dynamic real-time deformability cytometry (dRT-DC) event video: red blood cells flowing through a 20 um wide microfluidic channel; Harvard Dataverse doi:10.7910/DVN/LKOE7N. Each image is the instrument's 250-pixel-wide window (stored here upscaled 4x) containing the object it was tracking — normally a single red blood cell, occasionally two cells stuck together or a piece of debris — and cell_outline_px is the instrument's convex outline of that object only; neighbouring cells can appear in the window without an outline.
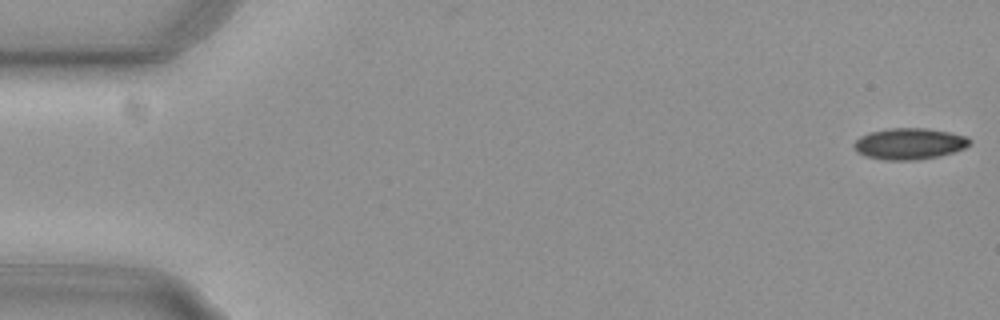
{"species": "common noctule bat (a hibernating species)", "species_latin": "Nyctalus noctula", "temperature_condition": "cold", "stored_images_in_passage": 14, "camera_frame_rate_fps": 3000, "um_per_image_px": 0.085, "animal": {"sex": "female", "body_mass_g": 29.2, "forearm_length_mm": 56.3}, "frame": {"image": 1, "passage_image": 1, "time_ms": 0.0, "image_size_px": [1000, 320], "cell_outline_px": [[972, 144], [964, 148], [940, 156], [912, 160], [884, 160], [868, 156], [860, 152], [852, 144], [860, 136], [868, 132], [888, 128], [928, 128], [968, 136], [972, 140]], "centroid_in_image_um": [77.34, 12.2], "position_along_channel_um": 7.7, "area_um2": 21.1}}
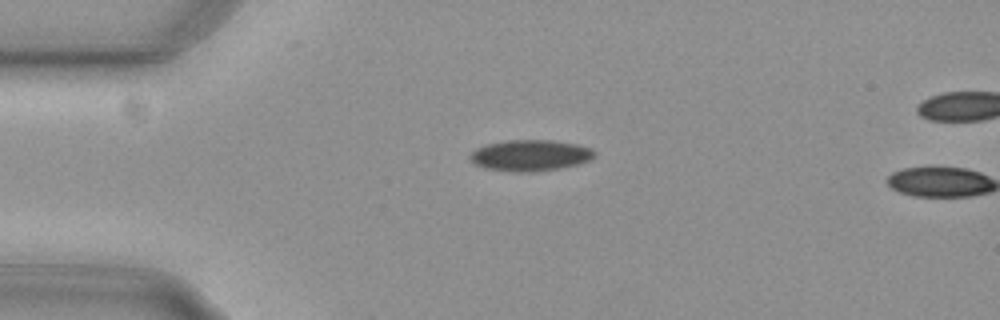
{"frame": {"image": 2, "passage_image": 13, "time_ms": 4.0, "image_size_px": [1000, 320], "cell_outline_px": [[596, 156], [588, 160], [576, 164], [560, 168], [532, 172], [516, 172], [484, 168], [476, 164], [468, 156], [476, 148], [488, 144], [508, 140], [552, 140], [576, 144], [592, 148], [596, 152]], "centroid_in_image_um": [45.08, 13.2], "position_along_channel_um": 39.9, "area_um2": 22.48}}